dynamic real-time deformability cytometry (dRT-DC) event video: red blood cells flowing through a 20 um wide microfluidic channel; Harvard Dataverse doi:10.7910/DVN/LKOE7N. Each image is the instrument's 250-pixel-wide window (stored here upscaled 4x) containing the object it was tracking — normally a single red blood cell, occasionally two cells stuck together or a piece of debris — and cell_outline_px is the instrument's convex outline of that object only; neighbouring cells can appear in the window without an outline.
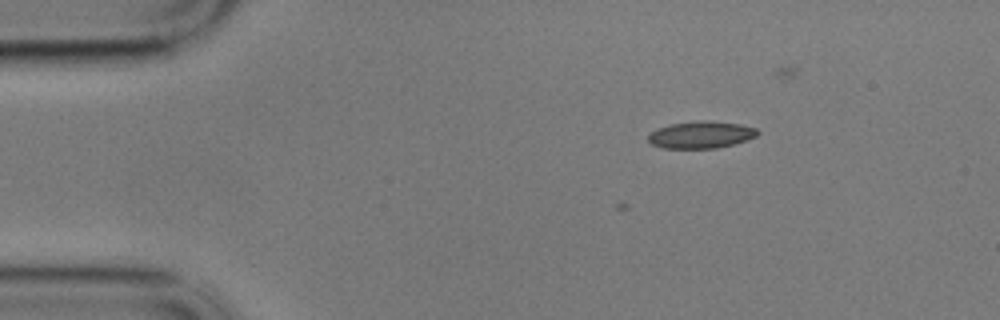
{"species": "common noctule bat (a hibernating species)", "species_latin": "Nyctalus noctula", "temperature_condition": "cold", "stored_images_in_passage": 4, "camera_frame_rate_fps": 3000, "um_per_image_px": 0.085, "animal": {"sex": "male", "body_mass_g": 17.9}, "frame": {"image": 1, "passage_image": 4, "time_ms": 1.0, "image_size_px": [1000, 320], "cell_outline_px": [[760, 132], [756, 136], [748, 140], [716, 148], [664, 148], [652, 144], [648, 140], [648, 136], [656, 128], [672, 124], [700, 120], [708, 120], [740, 124], [756, 128]], "centroid_in_image_um": [59.6, 11.45], "position_along_channel_um": 25.4, "area_um2": 17.17}}